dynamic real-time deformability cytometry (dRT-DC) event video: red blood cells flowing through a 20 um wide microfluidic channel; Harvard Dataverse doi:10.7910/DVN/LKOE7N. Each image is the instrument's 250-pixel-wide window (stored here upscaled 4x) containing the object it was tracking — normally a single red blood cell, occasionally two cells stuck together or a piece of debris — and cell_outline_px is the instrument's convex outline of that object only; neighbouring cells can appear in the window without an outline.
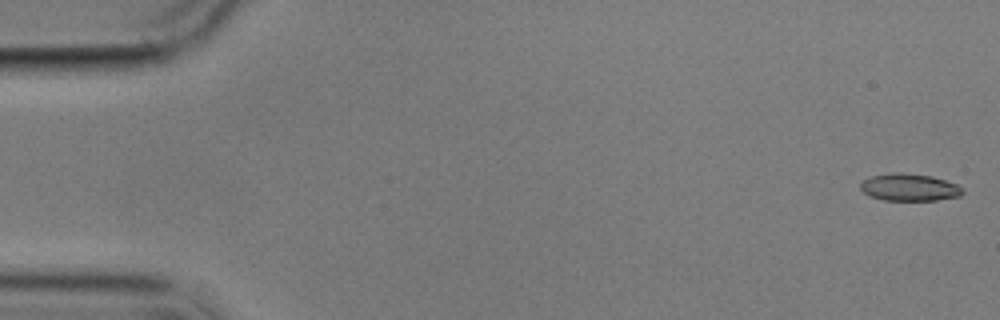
{"species": "common noctule bat (a hibernating species)", "species_latin": "Nyctalus noctula", "temperature_condition": "cold", "stored_images_in_passage": 11, "camera_frame_rate_fps": 3000, "um_per_image_px": 0.085, "animal": {"sex": "male", "body_mass_g": 17.9}, "frame": {"image": 1, "passage_image": 1, "time_ms": 0.0, "image_size_px": [1000, 320], "cell_outline_px": [[964, 192], [960, 196], [936, 200], [884, 200], [872, 196], [864, 192], [860, 188], [860, 184], [864, 180], [872, 176], [892, 172], [900, 172], [932, 176], [956, 184], [964, 188]], "centroid_in_image_um": [77.32, 15.92], "position_along_channel_um": 7.7, "area_um2": 16.13}}
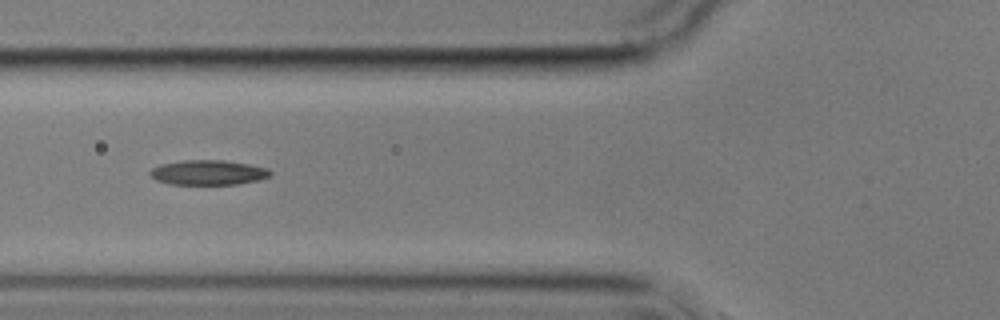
{"frame": {"image": 2, "passage_image": 6, "time_ms": 6.667, "image_size_px": [1000, 320], "cell_outline_px": [[272, 176], [260, 180], [240, 184], [168, 184], [156, 180], [148, 172], [152, 168], [160, 164], [180, 160], [224, 160], [248, 164], [268, 168], [272, 172]], "centroid_in_image_um": [17.72, 14.66], "position_along_channel_um": 108.1, "area_um2": 17.63}}
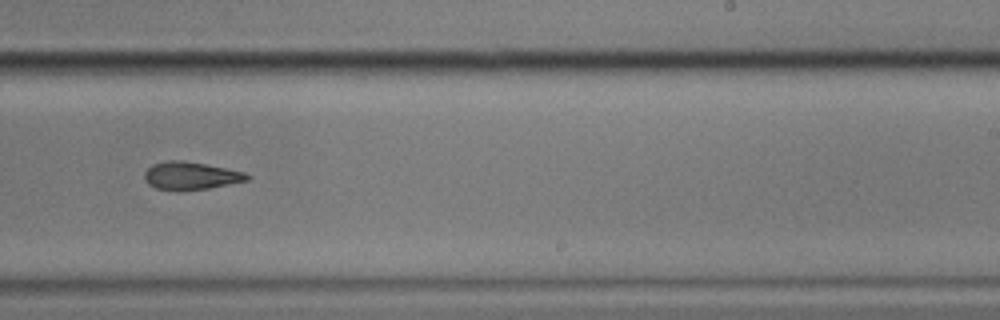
{"frame": {"image": 3, "passage_image": 10, "time_ms": 11.333, "image_size_px": [1000, 320], "cell_outline_px": [[252, 176], [248, 180], [208, 188], [176, 192], [156, 188], [148, 184], [144, 180], [144, 172], [152, 164], [168, 160], [180, 160], [204, 164], [244, 172]], "centroid_in_image_um": [16.16, 14.95], "position_along_channel_um": 272.8, "area_um2": 16.7}}